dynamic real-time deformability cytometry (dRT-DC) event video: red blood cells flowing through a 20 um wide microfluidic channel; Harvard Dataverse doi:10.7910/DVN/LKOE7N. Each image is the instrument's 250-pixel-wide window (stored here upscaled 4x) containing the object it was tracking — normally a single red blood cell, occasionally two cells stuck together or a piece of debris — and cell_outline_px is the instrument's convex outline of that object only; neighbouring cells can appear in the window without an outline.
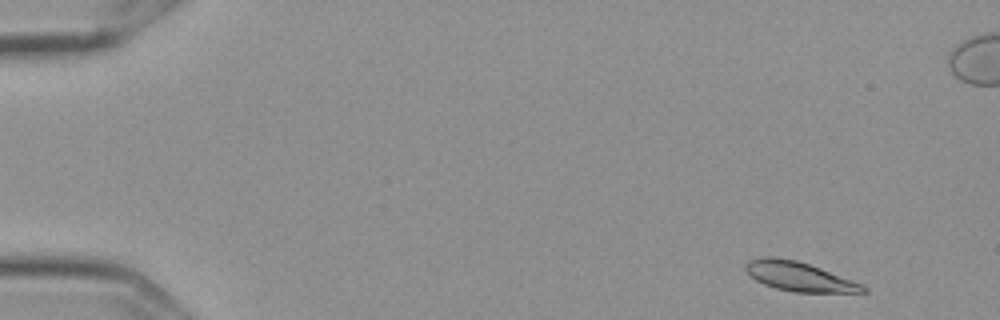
{"species": "Egyptian fruit bat (a non-hibernating species)", "species_latin": "Rousettus aegyptiacus", "temperature_condition": "cold", "stored_images_in_passage": 56, "camera_frame_rate_fps": 3000, "um_per_image_px": 0.085, "frame": {"image": 1, "passage_image": 3, "time_ms": 0.667, "image_size_px": [1000, 320], "cell_outline_px": [[868, 292], [796, 292], [776, 288], [764, 284], [756, 280], [744, 268], [752, 260], [768, 256], [796, 260], [820, 268], [864, 284], [868, 288]], "centroid_in_image_um": [68.0, 23.52], "position_along_channel_um": 17.0, "area_um2": 19.59}}
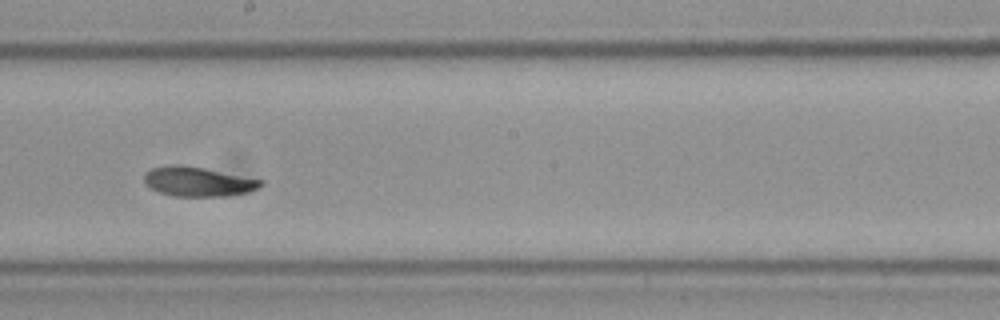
{"frame": {"image": 2, "passage_image": 31, "time_ms": 10.0, "image_size_px": [1000, 320], "cell_outline_px": [[264, 184], [260, 188], [248, 192], [228, 196], [176, 196], [160, 192], [144, 184], [144, 172], [152, 168], [172, 164], [180, 164], [204, 168], [264, 180]], "centroid_in_image_um": [16.85, 15.43], "position_along_channel_um": 231.4, "area_um2": 20.17}}
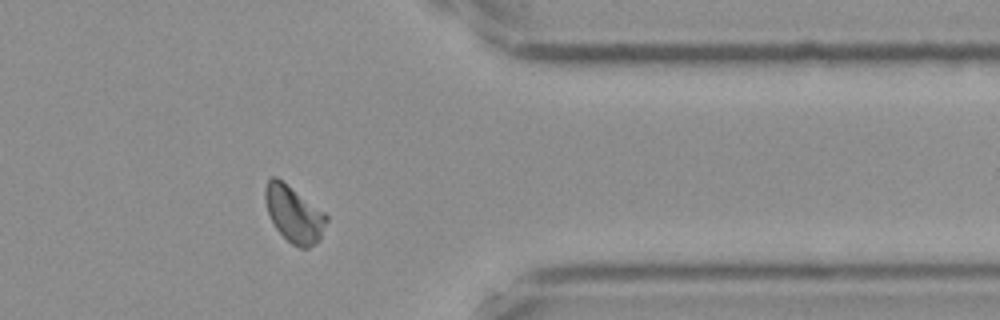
{"frame": {"image": 3, "passage_image": 45, "time_ms": 14.667, "image_size_px": [1000, 320], "cell_outline_px": [[328, 220], [320, 240], [308, 248], [300, 248], [292, 244], [276, 228], [268, 212], [264, 200], [264, 188], [268, 180], [272, 176], [276, 176], [324, 212], [328, 216]], "centroid_in_image_um": [24.99, 18.2], "position_along_channel_um": 386.4, "area_um2": 19.94}, "authors_computed_cell_mechanics": {"area_um2": 20.0566, "velocity_mm_per_s": 3.5706, "shape_relaxation_time_tau1_ms": 3.4161, "shape_relaxation_time_tau2_ms": 1.2841, "deformation_change_tau1": 0.1293, "deformation_change_tau2": 0.0611}}